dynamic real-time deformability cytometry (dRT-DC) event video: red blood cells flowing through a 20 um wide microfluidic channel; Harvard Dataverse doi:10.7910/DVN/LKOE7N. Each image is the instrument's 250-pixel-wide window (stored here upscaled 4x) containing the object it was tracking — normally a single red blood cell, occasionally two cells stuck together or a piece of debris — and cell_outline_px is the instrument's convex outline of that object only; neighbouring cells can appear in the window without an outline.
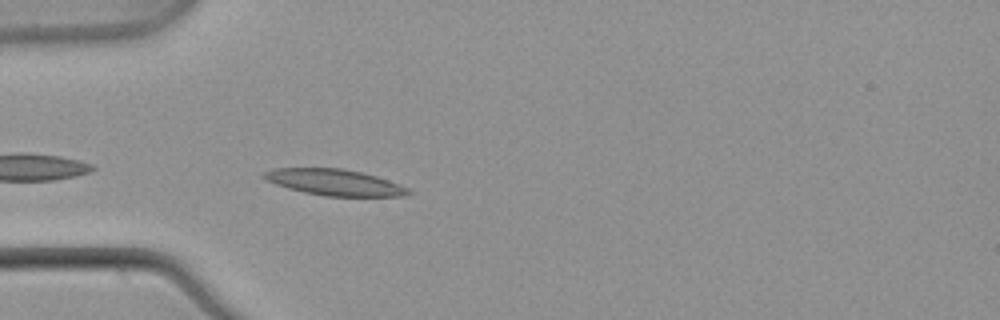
{"species": "common noctule bat (a hibernating species)", "species_latin": "Nyctalus noctula", "temperature_condition": "warm", "stored_images_in_passage": 9, "camera_frame_rate_fps": 3000, "um_per_image_px": 0.085, "animal": {"sex": "male", "body_mass_g": 21.5, "forearm_length_mm": 52.0}, "frame": {"image": 1, "passage_image": 2, "time_ms": 0.333, "image_size_px": [1000, 320], "cell_outline_px": [[412, 192], [404, 196], [324, 196], [304, 192], [288, 188], [264, 180], [260, 176], [264, 172], [272, 168], [340, 168], [360, 172], [376, 176], [400, 184], [408, 188]], "centroid_in_image_um": [28.4, 15.49], "position_along_channel_um": 56.6, "area_um2": 22.02}}
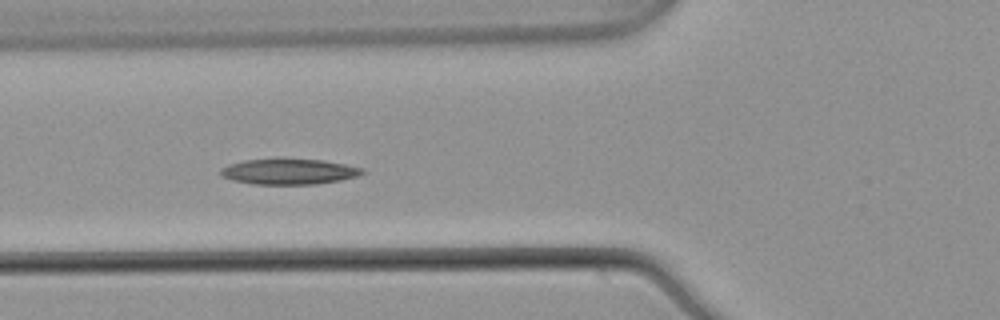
{"frame": {"image": 2, "passage_image": 6, "time_ms": 1.667, "image_size_px": [1000, 320], "cell_outline_px": [[364, 172], [356, 176], [340, 180], [316, 184], [252, 184], [232, 180], [220, 176], [220, 168], [228, 164], [244, 160], [276, 156], [284, 156], [324, 160], [364, 168]], "centroid_in_image_um": [24.49, 14.53], "position_along_channel_um": 101.3, "area_um2": 22.08}}